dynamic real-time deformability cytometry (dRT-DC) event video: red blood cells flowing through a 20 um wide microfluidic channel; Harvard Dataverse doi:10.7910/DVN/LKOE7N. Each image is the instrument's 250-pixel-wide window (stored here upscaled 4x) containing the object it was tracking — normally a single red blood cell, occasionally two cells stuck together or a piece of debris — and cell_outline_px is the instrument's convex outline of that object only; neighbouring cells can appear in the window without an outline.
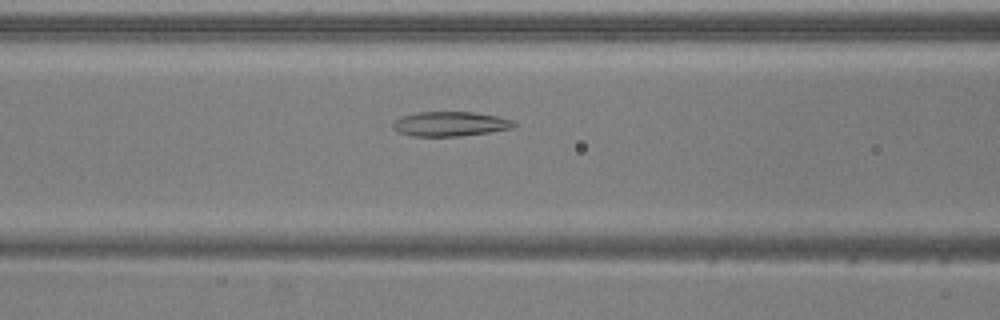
{"species": "common noctule bat (a hibernating species)", "species_latin": "Nyctalus noctula", "temperature_condition": "warm", "stored_images_in_passage": 45, "camera_frame_rate_fps": 3000, "um_per_image_px": 0.085, "animal": {"sex": "male", "body_mass_g": 20.5, "forearm_length_mm": 52.5}, "frame": {"image": 1, "passage_image": 14, "time_ms": 4.333, "image_size_px": [1000, 320], "cell_outline_px": [[516, 128], [460, 136], [412, 136], [400, 132], [392, 128], [392, 124], [396, 120], [404, 116], [416, 112], [476, 112], [500, 116], [512, 120], [516, 124]], "centroid_in_image_um": [38.32, 10.53], "position_along_channel_um": 128.3, "area_um2": 17.4}}
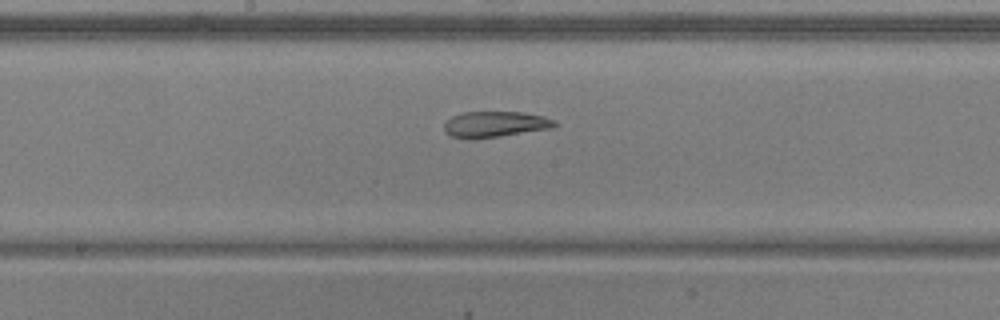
{"frame": {"image": 2, "passage_image": 20, "time_ms": 6.333, "image_size_px": [1000, 320], "cell_outline_px": [[556, 128], [476, 140], [468, 140], [452, 136], [444, 132], [444, 120], [452, 116], [464, 112], [524, 112], [544, 116], [556, 120]], "centroid_in_image_um": [42.08, 10.58], "position_along_channel_um": 206.1, "area_um2": 17.28}}
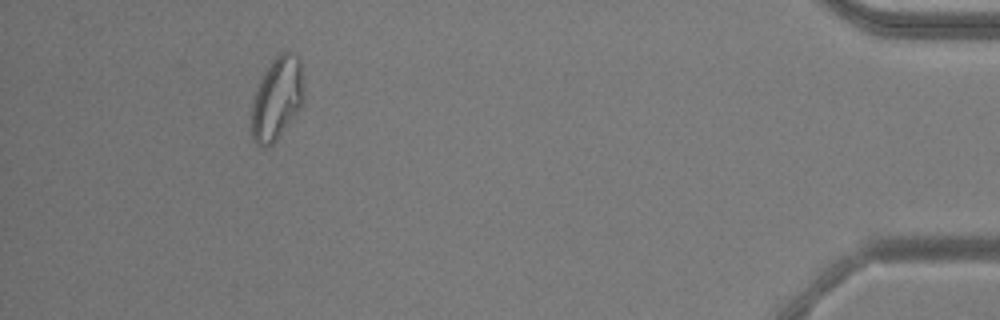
{"frame": {"image": 3, "passage_image": 41, "time_ms": 13.333, "image_size_px": [1000, 320], "cell_outline_px": [[304, 104], [276, 140], [272, 144], [264, 148], [256, 144], [252, 136], [252, 104], [260, 80], [264, 72], [272, 60], [280, 52], [292, 52], [300, 56], [304, 88]], "centroid_in_image_um": [23.58, 8.35], "position_along_channel_um": 411.6, "area_um2": 25.43}, "authors_computed_cell_mechanics": {"area_um2": 19.5942, "velocity_mm_per_s": 3.8781, "shape_relaxation_time_tau1_ms": null, "shape_relaxation_time_tau2_ms": 3.4571, "deformation_change_tau1": null, "deformation_change_tau2": 0.0981}}